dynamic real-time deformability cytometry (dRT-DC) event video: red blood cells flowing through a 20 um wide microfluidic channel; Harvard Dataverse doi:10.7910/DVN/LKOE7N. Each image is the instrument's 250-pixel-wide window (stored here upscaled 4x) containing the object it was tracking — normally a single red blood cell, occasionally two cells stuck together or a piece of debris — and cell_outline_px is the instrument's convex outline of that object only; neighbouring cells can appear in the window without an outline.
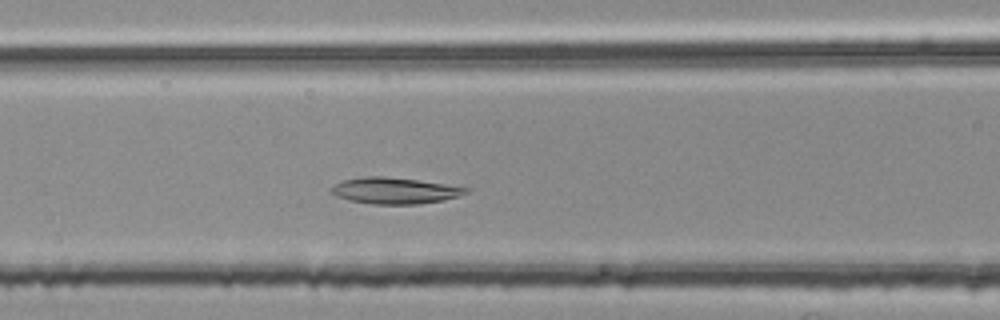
{"species": "common noctule bat (a hibernating species)", "species_latin": "Nyctalus noctula", "temperature_condition": "room temperature", "stored_images_in_passage": 33, "camera_frame_rate_fps": 3000, "um_per_image_px": 0.085, "animal": {"sex": "female", "body_mass_g": 25.1}, "frame": {"image": 1, "passage_image": 6, "time_ms": 1.667, "image_size_px": [1000, 320], "cell_outline_px": [[472, 188], [468, 192], [444, 200], [420, 204], [372, 204], [348, 200], [336, 196], [328, 192], [328, 188], [344, 180], [364, 176], [384, 176], [416, 180]], "centroid_in_image_um": [33.5, 16.21], "position_along_channel_um": 133.1, "area_um2": 20.63}}
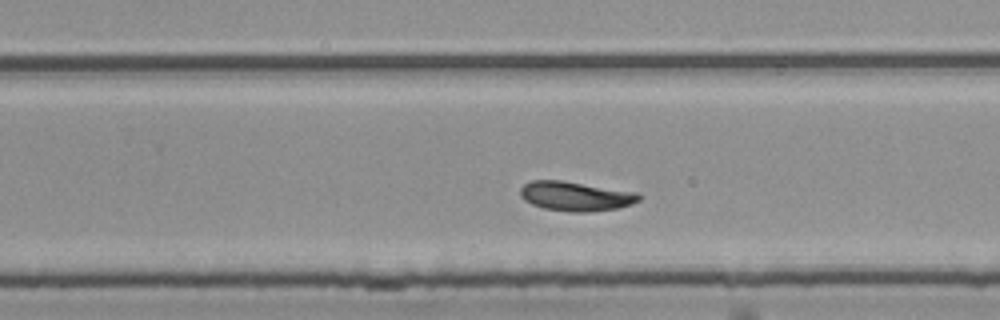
{"frame": {"image": 2, "passage_image": 18, "time_ms": 5.667, "image_size_px": [1000, 320], "cell_outline_px": [[640, 200], [632, 204], [616, 208], [588, 212], [572, 212], [544, 208], [532, 204], [524, 200], [520, 196], [520, 188], [524, 184], [532, 180], [560, 180], [640, 192]], "centroid_in_image_um": [48.94, 16.67], "position_along_channel_um": 280.9, "area_um2": 20.4}}
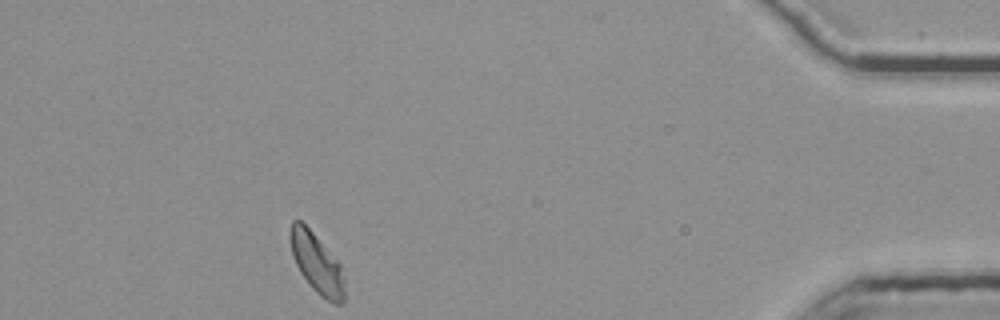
{"frame": {"image": 3, "passage_image": 33, "time_ms": 10.667, "image_size_px": [1000, 320], "cell_outline_px": [[344, 300], [340, 304], [332, 304], [320, 296], [312, 288], [300, 272], [292, 256], [288, 240], [288, 236], [292, 220], [300, 220], [312, 232], [340, 264], [344, 280]], "centroid_in_image_um": [26.89, 22.39], "position_along_channel_um": 408.3, "area_um2": 18.96}, "authors_computed_cell_mechanics": {"area_um2": 19.7676, "velocity_mm_per_s": 3.7082, "shape_relaxation_time_tau1_ms": 4.7024, "shape_relaxation_time_tau2_ms": null, "deformation_change_tau1": 0.1324, "deformation_change_tau2": null}}